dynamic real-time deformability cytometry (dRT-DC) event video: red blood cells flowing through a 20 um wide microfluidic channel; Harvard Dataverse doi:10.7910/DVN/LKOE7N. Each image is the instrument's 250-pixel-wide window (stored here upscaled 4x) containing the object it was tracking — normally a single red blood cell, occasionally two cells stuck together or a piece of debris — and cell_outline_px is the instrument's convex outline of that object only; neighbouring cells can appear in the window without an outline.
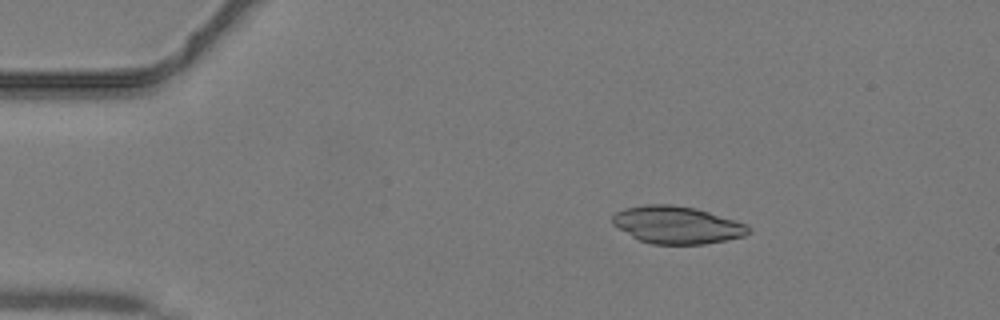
{"species": "common noctule bat (a hibernating species)", "species_latin": "Nyctalus noctula", "temperature_condition": "warm", "stored_images_in_passage": 17, "camera_frame_rate_fps": 3000, "um_per_image_px": 0.085, "animal": {"sex": "male", "body_mass_g": 19.2, "forearm_length_mm": 51.8}, "frame": {"image": 1, "passage_image": 3, "time_ms": 0.667, "image_size_px": [1000, 320], "cell_outline_px": [[752, 232], [744, 236], [704, 244], [652, 244], [640, 240], [632, 236], [612, 224], [612, 216], [616, 212], [624, 208], [644, 204], [668, 204], [696, 208], [748, 224], [752, 228]], "centroid_in_image_um": [57.56, 19.11], "position_along_channel_um": 27.4, "area_um2": 29.71}}